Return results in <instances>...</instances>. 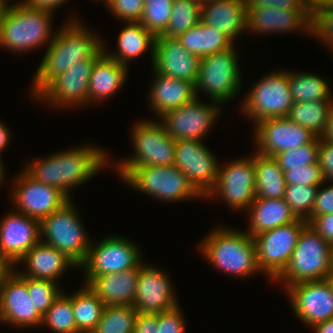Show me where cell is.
Instances as JSON below:
<instances>
[{
    "mask_svg": "<svg viewBox=\"0 0 333 333\" xmlns=\"http://www.w3.org/2000/svg\"><path fill=\"white\" fill-rule=\"evenodd\" d=\"M104 149L82 146L28 162L24 170L35 180L61 190L70 200V190L90 180L112 162ZM111 160V161H110ZM107 163V164H106Z\"/></svg>",
    "mask_w": 333,
    "mask_h": 333,
    "instance_id": "obj_1",
    "label": "cell"
},
{
    "mask_svg": "<svg viewBox=\"0 0 333 333\" xmlns=\"http://www.w3.org/2000/svg\"><path fill=\"white\" fill-rule=\"evenodd\" d=\"M55 32L35 73L32 87L34 98L57 76L75 63L92 57L102 46L99 36L92 34L78 18L69 19Z\"/></svg>",
    "mask_w": 333,
    "mask_h": 333,
    "instance_id": "obj_2",
    "label": "cell"
},
{
    "mask_svg": "<svg viewBox=\"0 0 333 333\" xmlns=\"http://www.w3.org/2000/svg\"><path fill=\"white\" fill-rule=\"evenodd\" d=\"M213 230L198 244L199 251L209 263L225 274L242 278L260 271L254 237L246 231L226 227Z\"/></svg>",
    "mask_w": 333,
    "mask_h": 333,
    "instance_id": "obj_3",
    "label": "cell"
},
{
    "mask_svg": "<svg viewBox=\"0 0 333 333\" xmlns=\"http://www.w3.org/2000/svg\"><path fill=\"white\" fill-rule=\"evenodd\" d=\"M52 12L23 2L10 4L0 26V46L16 53H26L47 45L55 36V32L52 35Z\"/></svg>",
    "mask_w": 333,
    "mask_h": 333,
    "instance_id": "obj_4",
    "label": "cell"
},
{
    "mask_svg": "<svg viewBox=\"0 0 333 333\" xmlns=\"http://www.w3.org/2000/svg\"><path fill=\"white\" fill-rule=\"evenodd\" d=\"M115 169L127 185L161 201L204 198L175 165L116 166Z\"/></svg>",
    "mask_w": 333,
    "mask_h": 333,
    "instance_id": "obj_5",
    "label": "cell"
},
{
    "mask_svg": "<svg viewBox=\"0 0 333 333\" xmlns=\"http://www.w3.org/2000/svg\"><path fill=\"white\" fill-rule=\"evenodd\" d=\"M331 244L307 224L301 231L297 246L285 270L274 280L285 288L307 281L327 279L330 274Z\"/></svg>",
    "mask_w": 333,
    "mask_h": 333,
    "instance_id": "obj_6",
    "label": "cell"
},
{
    "mask_svg": "<svg viewBox=\"0 0 333 333\" xmlns=\"http://www.w3.org/2000/svg\"><path fill=\"white\" fill-rule=\"evenodd\" d=\"M74 207L70 200L61 209L41 219L39 231L41 242L65 254L78 268L84 262L93 240L86 234L82 219Z\"/></svg>",
    "mask_w": 333,
    "mask_h": 333,
    "instance_id": "obj_7",
    "label": "cell"
},
{
    "mask_svg": "<svg viewBox=\"0 0 333 333\" xmlns=\"http://www.w3.org/2000/svg\"><path fill=\"white\" fill-rule=\"evenodd\" d=\"M237 57L234 47L202 57L195 84L196 97H199L201 90L207 93L212 101L220 104L236 97L241 86V69Z\"/></svg>",
    "mask_w": 333,
    "mask_h": 333,
    "instance_id": "obj_8",
    "label": "cell"
},
{
    "mask_svg": "<svg viewBox=\"0 0 333 333\" xmlns=\"http://www.w3.org/2000/svg\"><path fill=\"white\" fill-rule=\"evenodd\" d=\"M252 87L245 95L241 109L254 124L268 118L287 117L294 103L289 86V71H274Z\"/></svg>",
    "mask_w": 333,
    "mask_h": 333,
    "instance_id": "obj_9",
    "label": "cell"
},
{
    "mask_svg": "<svg viewBox=\"0 0 333 333\" xmlns=\"http://www.w3.org/2000/svg\"><path fill=\"white\" fill-rule=\"evenodd\" d=\"M132 142L134 156H129L115 166H170L174 165L176 141L172 139L161 122L141 120L133 126Z\"/></svg>",
    "mask_w": 333,
    "mask_h": 333,
    "instance_id": "obj_10",
    "label": "cell"
},
{
    "mask_svg": "<svg viewBox=\"0 0 333 333\" xmlns=\"http://www.w3.org/2000/svg\"><path fill=\"white\" fill-rule=\"evenodd\" d=\"M308 224L298 219L254 236L260 272L275 280L288 265L302 229Z\"/></svg>",
    "mask_w": 333,
    "mask_h": 333,
    "instance_id": "obj_11",
    "label": "cell"
},
{
    "mask_svg": "<svg viewBox=\"0 0 333 333\" xmlns=\"http://www.w3.org/2000/svg\"><path fill=\"white\" fill-rule=\"evenodd\" d=\"M121 236H107L91 243L84 262L78 267L85 269V277L118 273L138 266L142 261L141 251L133 241Z\"/></svg>",
    "mask_w": 333,
    "mask_h": 333,
    "instance_id": "obj_12",
    "label": "cell"
},
{
    "mask_svg": "<svg viewBox=\"0 0 333 333\" xmlns=\"http://www.w3.org/2000/svg\"><path fill=\"white\" fill-rule=\"evenodd\" d=\"M103 45L92 57L79 61L54 78L36 97L57 108L88 105V82L95 62L104 54Z\"/></svg>",
    "mask_w": 333,
    "mask_h": 333,
    "instance_id": "obj_13",
    "label": "cell"
},
{
    "mask_svg": "<svg viewBox=\"0 0 333 333\" xmlns=\"http://www.w3.org/2000/svg\"><path fill=\"white\" fill-rule=\"evenodd\" d=\"M219 103L213 101L212 105L205 104L196 98L181 107L167 111L158 119L164 124L167 134L175 141H202L219 118Z\"/></svg>",
    "mask_w": 333,
    "mask_h": 333,
    "instance_id": "obj_14",
    "label": "cell"
},
{
    "mask_svg": "<svg viewBox=\"0 0 333 333\" xmlns=\"http://www.w3.org/2000/svg\"><path fill=\"white\" fill-rule=\"evenodd\" d=\"M219 196L232 210L248 209L256 198L254 155L219 167L217 184L206 198Z\"/></svg>",
    "mask_w": 333,
    "mask_h": 333,
    "instance_id": "obj_15",
    "label": "cell"
},
{
    "mask_svg": "<svg viewBox=\"0 0 333 333\" xmlns=\"http://www.w3.org/2000/svg\"><path fill=\"white\" fill-rule=\"evenodd\" d=\"M219 162L202 141H176L174 165L187 177L193 187L206 199L215 188Z\"/></svg>",
    "mask_w": 333,
    "mask_h": 333,
    "instance_id": "obj_16",
    "label": "cell"
},
{
    "mask_svg": "<svg viewBox=\"0 0 333 333\" xmlns=\"http://www.w3.org/2000/svg\"><path fill=\"white\" fill-rule=\"evenodd\" d=\"M16 211L38 221L61 209L70 199L59 189L40 183L22 170L12 188Z\"/></svg>",
    "mask_w": 333,
    "mask_h": 333,
    "instance_id": "obj_17",
    "label": "cell"
},
{
    "mask_svg": "<svg viewBox=\"0 0 333 333\" xmlns=\"http://www.w3.org/2000/svg\"><path fill=\"white\" fill-rule=\"evenodd\" d=\"M254 126L256 152L271 157L304 146L316 138L309 130L287 117L264 119Z\"/></svg>",
    "mask_w": 333,
    "mask_h": 333,
    "instance_id": "obj_18",
    "label": "cell"
},
{
    "mask_svg": "<svg viewBox=\"0 0 333 333\" xmlns=\"http://www.w3.org/2000/svg\"><path fill=\"white\" fill-rule=\"evenodd\" d=\"M286 291L294 313L310 328L333 317V288L328 279L300 282Z\"/></svg>",
    "mask_w": 333,
    "mask_h": 333,
    "instance_id": "obj_19",
    "label": "cell"
},
{
    "mask_svg": "<svg viewBox=\"0 0 333 333\" xmlns=\"http://www.w3.org/2000/svg\"><path fill=\"white\" fill-rule=\"evenodd\" d=\"M0 321L17 328L42 326L43 316L28 295L27 277L15 270L0 285Z\"/></svg>",
    "mask_w": 333,
    "mask_h": 333,
    "instance_id": "obj_20",
    "label": "cell"
},
{
    "mask_svg": "<svg viewBox=\"0 0 333 333\" xmlns=\"http://www.w3.org/2000/svg\"><path fill=\"white\" fill-rule=\"evenodd\" d=\"M168 275L157 267L143 264L139 270L133 306L138 313L157 314L179 305Z\"/></svg>",
    "mask_w": 333,
    "mask_h": 333,
    "instance_id": "obj_21",
    "label": "cell"
},
{
    "mask_svg": "<svg viewBox=\"0 0 333 333\" xmlns=\"http://www.w3.org/2000/svg\"><path fill=\"white\" fill-rule=\"evenodd\" d=\"M200 59L189 53L177 38L156 36L152 67L157 73L196 84Z\"/></svg>",
    "mask_w": 333,
    "mask_h": 333,
    "instance_id": "obj_22",
    "label": "cell"
},
{
    "mask_svg": "<svg viewBox=\"0 0 333 333\" xmlns=\"http://www.w3.org/2000/svg\"><path fill=\"white\" fill-rule=\"evenodd\" d=\"M40 241L39 221L10 212L0 222V253L14 266Z\"/></svg>",
    "mask_w": 333,
    "mask_h": 333,
    "instance_id": "obj_23",
    "label": "cell"
},
{
    "mask_svg": "<svg viewBox=\"0 0 333 333\" xmlns=\"http://www.w3.org/2000/svg\"><path fill=\"white\" fill-rule=\"evenodd\" d=\"M247 9V30L251 33H284L303 31L311 35L312 10H288L277 7Z\"/></svg>",
    "mask_w": 333,
    "mask_h": 333,
    "instance_id": "obj_24",
    "label": "cell"
},
{
    "mask_svg": "<svg viewBox=\"0 0 333 333\" xmlns=\"http://www.w3.org/2000/svg\"><path fill=\"white\" fill-rule=\"evenodd\" d=\"M96 277H85V284L106 306L133 305L140 267Z\"/></svg>",
    "mask_w": 333,
    "mask_h": 333,
    "instance_id": "obj_25",
    "label": "cell"
},
{
    "mask_svg": "<svg viewBox=\"0 0 333 333\" xmlns=\"http://www.w3.org/2000/svg\"><path fill=\"white\" fill-rule=\"evenodd\" d=\"M200 21L221 31L232 42L247 30L244 0H206L200 6Z\"/></svg>",
    "mask_w": 333,
    "mask_h": 333,
    "instance_id": "obj_26",
    "label": "cell"
},
{
    "mask_svg": "<svg viewBox=\"0 0 333 333\" xmlns=\"http://www.w3.org/2000/svg\"><path fill=\"white\" fill-rule=\"evenodd\" d=\"M25 264L26 271L18 269L15 272L20 276L34 279H48L57 281L68 267H77L65 254L56 248L39 241L15 265Z\"/></svg>",
    "mask_w": 333,
    "mask_h": 333,
    "instance_id": "obj_27",
    "label": "cell"
},
{
    "mask_svg": "<svg viewBox=\"0 0 333 333\" xmlns=\"http://www.w3.org/2000/svg\"><path fill=\"white\" fill-rule=\"evenodd\" d=\"M155 81L150 87L151 110L160 118L167 111L181 107L196 99L195 84L190 81L167 77L155 70Z\"/></svg>",
    "mask_w": 333,
    "mask_h": 333,
    "instance_id": "obj_28",
    "label": "cell"
},
{
    "mask_svg": "<svg viewBox=\"0 0 333 333\" xmlns=\"http://www.w3.org/2000/svg\"><path fill=\"white\" fill-rule=\"evenodd\" d=\"M127 70V66L104 53L95 62L89 78L88 103L105 100L120 90L125 83Z\"/></svg>",
    "mask_w": 333,
    "mask_h": 333,
    "instance_id": "obj_29",
    "label": "cell"
},
{
    "mask_svg": "<svg viewBox=\"0 0 333 333\" xmlns=\"http://www.w3.org/2000/svg\"><path fill=\"white\" fill-rule=\"evenodd\" d=\"M246 211L250 214V226L246 232L252 237L298 220L284 198L256 197Z\"/></svg>",
    "mask_w": 333,
    "mask_h": 333,
    "instance_id": "obj_30",
    "label": "cell"
},
{
    "mask_svg": "<svg viewBox=\"0 0 333 333\" xmlns=\"http://www.w3.org/2000/svg\"><path fill=\"white\" fill-rule=\"evenodd\" d=\"M155 39L156 36L139 22H126L124 28L119 32L118 52L107 53L108 51L104 50V53L120 64L127 66L131 59L138 58L148 49H151L153 62Z\"/></svg>",
    "mask_w": 333,
    "mask_h": 333,
    "instance_id": "obj_31",
    "label": "cell"
},
{
    "mask_svg": "<svg viewBox=\"0 0 333 333\" xmlns=\"http://www.w3.org/2000/svg\"><path fill=\"white\" fill-rule=\"evenodd\" d=\"M177 39L189 53L196 54L200 58L234 46V42L221 31L201 21Z\"/></svg>",
    "mask_w": 333,
    "mask_h": 333,
    "instance_id": "obj_32",
    "label": "cell"
},
{
    "mask_svg": "<svg viewBox=\"0 0 333 333\" xmlns=\"http://www.w3.org/2000/svg\"><path fill=\"white\" fill-rule=\"evenodd\" d=\"M255 193L256 197L281 199L284 198L286 182L284 171L278 161L271 156L254 154Z\"/></svg>",
    "mask_w": 333,
    "mask_h": 333,
    "instance_id": "obj_33",
    "label": "cell"
},
{
    "mask_svg": "<svg viewBox=\"0 0 333 333\" xmlns=\"http://www.w3.org/2000/svg\"><path fill=\"white\" fill-rule=\"evenodd\" d=\"M333 100H315L312 102H294L287 118L309 130L316 137L325 134Z\"/></svg>",
    "mask_w": 333,
    "mask_h": 333,
    "instance_id": "obj_34",
    "label": "cell"
},
{
    "mask_svg": "<svg viewBox=\"0 0 333 333\" xmlns=\"http://www.w3.org/2000/svg\"><path fill=\"white\" fill-rule=\"evenodd\" d=\"M74 294H66L72 301L77 329L81 333H91L101 319L105 304L86 285Z\"/></svg>",
    "mask_w": 333,
    "mask_h": 333,
    "instance_id": "obj_35",
    "label": "cell"
},
{
    "mask_svg": "<svg viewBox=\"0 0 333 333\" xmlns=\"http://www.w3.org/2000/svg\"><path fill=\"white\" fill-rule=\"evenodd\" d=\"M289 86L293 102L333 100L328 83L316 74L289 72Z\"/></svg>",
    "mask_w": 333,
    "mask_h": 333,
    "instance_id": "obj_36",
    "label": "cell"
},
{
    "mask_svg": "<svg viewBox=\"0 0 333 333\" xmlns=\"http://www.w3.org/2000/svg\"><path fill=\"white\" fill-rule=\"evenodd\" d=\"M137 313L133 305L105 306L91 333H133Z\"/></svg>",
    "mask_w": 333,
    "mask_h": 333,
    "instance_id": "obj_37",
    "label": "cell"
},
{
    "mask_svg": "<svg viewBox=\"0 0 333 333\" xmlns=\"http://www.w3.org/2000/svg\"><path fill=\"white\" fill-rule=\"evenodd\" d=\"M200 6L193 0H174L170 21L160 36L177 38L200 21Z\"/></svg>",
    "mask_w": 333,
    "mask_h": 333,
    "instance_id": "obj_38",
    "label": "cell"
},
{
    "mask_svg": "<svg viewBox=\"0 0 333 333\" xmlns=\"http://www.w3.org/2000/svg\"><path fill=\"white\" fill-rule=\"evenodd\" d=\"M42 325L49 326L54 333H81L76 326L72 301L63 292L43 315Z\"/></svg>",
    "mask_w": 333,
    "mask_h": 333,
    "instance_id": "obj_39",
    "label": "cell"
},
{
    "mask_svg": "<svg viewBox=\"0 0 333 333\" xmlns=\"http://www.w3.org/2000/svg\"><path fill=\"white\" fill-rule=\"evenodd\" d=\"M318 188L319 185L286 184L284 200L298 219L311 218Z\"/></svg>",
    "mask_w": 333,
    "mask_h": 333,
    "instance_id": "obj_40",
    "label": "cell"
},
{
    "mask_svg": "<svg viewBox=\"0 0 333 333\" xmlns=\"http://www.w3.org/2000/svg\"><path fill=\"white\" fill-rule=\"evenodd\" d=\"M174 0H145L140 24L155 36L167 28Z\"/></svg>",
    "mask_w": 333,
    "mask_h": 333,
    "instance_id": "obj_41",
    "label": "cell"
},
{
    "mask_svg": "<svg viewBox=\"0 0 333 333\" xmlns=\"http://www.w3.org/2000/svg\"><path fill=\"white\" fill-rule=\"evenodd\" d=\"M57 282L27 277V291L35 308L43 316L63 292Z\"/></svg>",
    "mask_w": 333,
    "mask_h": 333,
    "instance_id": "obj_42",
    "label": "cell"
},
{
    "mask_svg": "<svg viewBox=\"0 0 333 333\" xmlns=\"http://www.w3.org/2000/svg\"><path fill=\"white\" fill-rule=\"evenodd\" d=\"M320 138L316 137L311 143L296 149L279 152L274 156L283 171L291 168H301L304 165L318 162Z\"/></svg>",
    "mask_w": 333,
    "mask_h": 333,
    "instance_id": "obj_43",
    "label": "cell"
},
{
    "mask_svg": "<svg viewBox=\"0 0 333 333\" xmlns=\"http://www.w3.org/2000/svg\"><path fill=\"white\" fill-rule=\"evenodd\" d=\"M311 36L321 39L333 51V12L325 11L312 0Z\"/></svg>",
    "mask_w": 333,
    "mask_h": 333,
    "instance_id": "obj_44",
    "label": "cell"
},
{
    "mask_svg": "<svg viewBox=\"0 0 333 333\" xmlns=\"http://www.w3.org/2000/svg\"><path fill=\"white\" fill-rule=\"evenodd\" d=\"M286 184L293 185H322L325 180L319 162L304 165L301 168H291L284 171Z\"/></svg>",
    "mask_w": 333,
    "mask_h": 333,
    "instance_id": "obj_45",
    "label": "cell"
},
{
    "mask_svg": "<svg viewBox=\"0 0 333 333\" xmlns=\"http://www.w3.org/2000/svg\"><path fill=\"white\" fill-rule=\"evenodd\" d=\"M145 0H111L106 6L124 22H140Z\"/></svg>",
    "mask_w": 333,
    "mask_h": 333,
    "instance_id": "obj_46",
    "label": "cell"
},
{
    "mask_svg": "<svg viewBox=\"0 0 333 333\" xmlns=\"http://www.w3.org/2000/svg\"><path fill=\"white\" fill-rule=\"evenodd\" d=\"M180 305L166 312L158 313L156 333H185V321Z\"/></svg>",
    "mask_w": 333,
    "mask_h": 333,
    "instance_id": "obj_47",
    "label": "cell"
},
{
    "mask_svg": "<svg viewBox=\"0 0 333 333\" xmlns=\"http://www.w3.org/2000/svg\"><path fill=\"white\" fill-rule=\"evenodd\" d=\"M246 8L264 6L288 10H312V0H244Z\"/></svg>",
    "mask_w": 333,
    "mask_h": 333,
    "instance_id": "obj_48",
    "label": "cell"
},
{
    "mask_svg": "<svg viewBox=\"0 0 333 333\" xmlns=\"http://www.w3.org/2000/svg\"><path fill=\"white\" fill-rule=\"evenodd\" d=\"M318 162L325 182H333V143L323 137L320 138Z\"/></svg>",
    "mask_w": 333,
    "mask_h": 333,
    "instance_id": "obj_49",
    "label": "cell"
},
{
    "mask_svg": "<svg viewBox=\"0 0 333 333\" xmlns=\"http://www.w3.org/2000/svg\"><path fill=\"white\" fill-rule=\"evenodd\" d=\"M317 190L311 217L333 213V184Z\"/></svg>",
    "mask_w": 333,
    "mask_h": 333,
    "instance_id": "obj_50",
    "label": "cell"
},
{
    "mask_svg": "<svg viewBox=\"0 0 333 333\" xmlns=\"http://www.w3.org/2000/svg\"><path fill=\"white\" fill-rule=\"evenodd\" d=\"M307 222L321 237L333 245V213L311 217Z\"/></svg>",
    "mask_w": 333,
    "mask_h": 333,
    "instance_id": "obj_51",
    "label": "cell"
},
{
    "mask_svg": "<svg viewBox=\"0 0 333 333\" xmlns=\"http://www.w3.org/2000/svg\"><path fill=\"white\" fill-rule=\"evenodd\" d=\"M158 313H137L133 333H156Z\"/></svg>",
    "mask_w": 333,
    "mask_h": 333,
    "instance_id": "obj_52",
    "label": "cell"
},
{
    "mask_svg": "<svg viewBox=\"0 0 333 333\" xmlns=\"http://www.w3.org/2000/svg\"><path fill=\"white\" fill-rule=\"evenodd\" d=\"M65 1L68 0H24L23 3L34 8L46 9L55 12V8L61 6Z\"/></svg>",
    "mask_w": 333,
    "mask_h": 333,
    "instance_id": "obj_53",
    "label": "cell"
},
{
    "mask_svg": "<svg viewBox=\"0 0 333 333\" xmlns=\"http://www.w3.org/2000/svg\"><path fill=\"white\" fill-rule=\"evenodd\" d=\"M13 265L0 253V285L13 272Z\"/></svg>",
    "mask_w": 333,
    "mask_h": 333,
    "instance_id": "obj_54",
    "label": "cell"
},
{
    "mask_svg": "<svg viewBox=\"0 0 333 333\" xmlns=\"http://www.w3.org/2000/svg\"><path fill=\"white\" fill-rule=\"evenodd\" d=\"M9 128L6 127L5 123L0 120V156L2 151L5 150L7 144L9 143L10 140V133L8 130Z\"/></svg>",
    "mask_w": 333,
    "mask_h": 333,
    "instance_id": "obj_55",
    "label": "cell"
},
{
    "mask_svg": "<svg viewBox=\"0 0 333 333\" xmlns=\"http://www.w3.org/2000/svg\"><path fill=\"white\" fill-rule=\"evenodd\" d=\"M315 333H333V317L312 327Z\"/></svg>",
    "mask_w": 333,
    "mask_h": 333,
    "instance_id": "obj_56",
    "label": "cell"
},
{
    "mask_svg": "<svg viewBox=\"0 0 333 333\" xmlns=\"http://www.w3.org/2000/svg\"><path fill=\"white\" fill-rule=\"evenodd\" d=\"M323 138H325L333 143V105L331 107L330 114H329L327 130H326L325 134L323 135Z\"/></svg>",
    "mask_w": 333,
    "mask_h": 333,
    "instance_id": "obj_57",
    "label": "cell"
},
{
    "mask_svg": "<svg viewBox=\"0 0 333 333\" xmlns=\"http://www.w3.org/2000/svg\"><path fill=\"white\" fill-rule=\"evenodd\" d=\"M325 11L333 12V0H315Z\"/></svg>",
    "mask_w": 333,
    "mask_h": 333,
    "instance_id": "obj_58",
    "label": "cell"
},
{
    "mask_svg": "<svg viewBox=\"0 0 333 333\" xmlns=\"http://www.w3.org/2000/svg\"><path fill=\"white\" fill-rule=\"evenodd\" d=\"M8 6H9V4H8L7 0H0V26H1L2 19L4 17V14H5Z\"/></svg>",
    "mask_w": 333,
    "mask_h": 333,
    "instance_id": "obj_59",
    "label": "cell"
},
{
    "mask_svg": "<svg viewBox=\"0 0 333 333\" xmlns=\"http://www.w3.org/2000/svg\"><path fill=\"white\" fill-rule=\"evenodd\" d=\"M3 160L1 159V156H0V183H2V180H4L3 178H4V172H5V170H4V165H3V162H2Z\"/></svg>",
    "mask_w": 333,
    "mask_h": 333,
    "instance_id": "obj_60",
    "label": "cell"
},
{
    "mask_svg": "<svg viewBox=\"0 0 333 333\" xmlns=\"http://www.w3.org/2000/svg\"><path fill=\"white\" fill-rule=\"evenodd\" d=\"M330 274H333V245L330 247Z\"/></svg>",
    "mask_w": 333,
    "mask_h": 333,
    "instance_id": "obj_61",
    "label": "cell"
},
{
    "mask_svg": "<svg viewBox=\"0 0 333 333\" xmlns=\"http://www.w3.org/2000/svg\"><path fill=\"white\" fill-rule=\"evenodd\" d=\"M328 281L330 282L332 288H333V274H329L327 277Z\"/></svg>",
    "mask_w": 333,
    "mask_h": 333,
    "instance_id": "obj_62",
    "label": "cell"
},
{
    "mask_svg": "<svg viewBox=\"0 0 333 333\" xmlns=\"http://www.w3.org/2000/svg\"><path fill=\"white\" fill-rule=\"evenodd\" d=\"M193 1H196V2H198L199 4H203L206 0H193Z\"/></svg>",
    "mask_w": 333,
    "mask_h": 333,
    "instance_id": "obj_63",
    "label": "cell"
},
{
    "mask_svg": "<svg viewBox=\"0 0 333 333\" xmlns=\"http://www.w3.org/2000/svg\"><path fill=\"white\" fill-rule=\"evenodd\" d=\"M98 1V0H97ZM105 3V6L111 1V0H102Z\"/></svg>",
    "mask_w": 333,
    "mask_h": 333,
    "instance_id": "obj_64",
    "label": "cell"
}]
</instances>
